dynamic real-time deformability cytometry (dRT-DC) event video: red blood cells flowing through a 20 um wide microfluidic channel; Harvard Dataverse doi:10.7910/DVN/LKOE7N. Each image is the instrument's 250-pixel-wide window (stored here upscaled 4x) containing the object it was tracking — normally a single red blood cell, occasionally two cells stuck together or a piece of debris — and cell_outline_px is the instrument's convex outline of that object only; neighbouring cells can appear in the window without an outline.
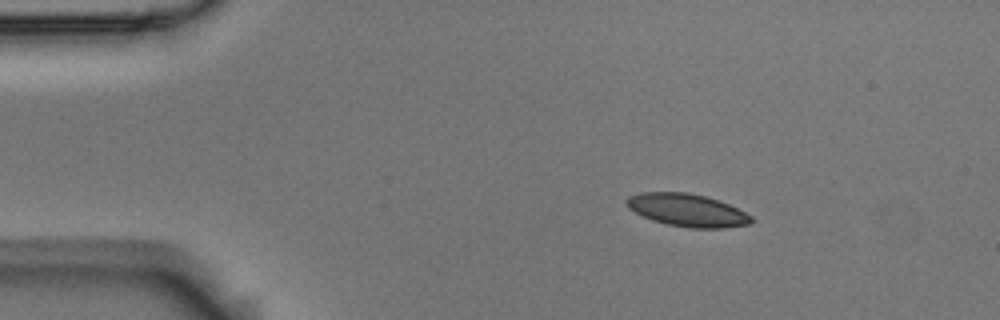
{"species": "Egyptian fruit bat (a non-hibernating species)", "species_latin": "Rousettus aegyptiacus", "temperature_condition": "room temperature", "stored_images_in_passage": 3, "camera_frame_rate_fps": 3000, "um_per_image_px": 0.085, "animal": {"sex": "male"}, "frame": {"image": 1, "passage_image": 1, "time_ms": 0.0, "image_size_px": [1000, 320], "cell_outline_px": [[752, 224], [724, 228], [688, 228], [668, 224], [652, 220], [628, 208], [624, 200], [628, 196], [640, 192], [688, 192], [704, 196], [728, 204], [752, 216]], "centroid_in_image_um": [58.39, 17.86], "position_along_channel_um": 26.6, "area_um2": 23.7}}